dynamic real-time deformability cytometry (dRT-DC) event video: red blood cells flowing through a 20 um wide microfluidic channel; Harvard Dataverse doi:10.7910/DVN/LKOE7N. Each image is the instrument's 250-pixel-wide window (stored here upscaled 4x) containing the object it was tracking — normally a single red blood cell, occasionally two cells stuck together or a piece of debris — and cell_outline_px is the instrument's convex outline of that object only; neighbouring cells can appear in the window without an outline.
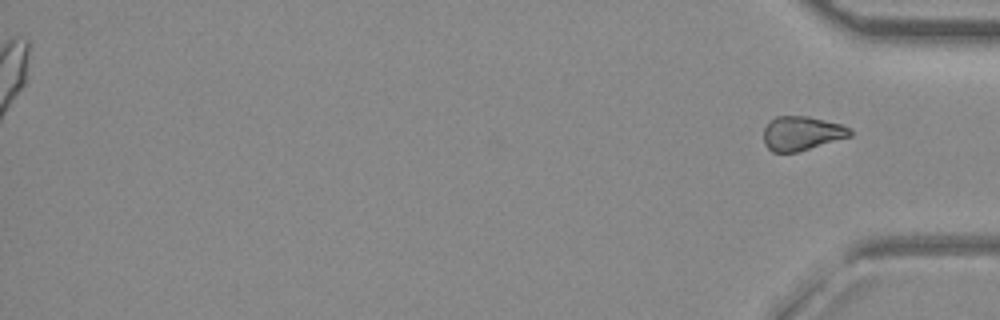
{"species": "common noctule bat (a hibernating species)", "species_latin": "Nyctalus noctula", "temperature_condition": "room temperature", "stored_images_in_passage": 37, "segment_of_instrument_passage": [2, 2], "camera_frame_rate_fps": 3000, "um_per_image_px": 0.085, "animal": {"sex": "female", "body_mass_g": 29.2, "forearm_length_mm": 56.3}, "frame": {"image": 1, "passage_image": 37, "time_ms": 12.0, "image_size_px": [1000, 320], "cell_outline_px": [[852, 136], [796, 152], [772, 152], [764, 144], [764, 128], [768, 120], [776, 116], [808, 116], [840, 124], [848, 128], [852, 132]], "centroid_in_image_um": [68.11, 11.32], "position_along_channel_um": 367.1, "area_um2": 17.17}}